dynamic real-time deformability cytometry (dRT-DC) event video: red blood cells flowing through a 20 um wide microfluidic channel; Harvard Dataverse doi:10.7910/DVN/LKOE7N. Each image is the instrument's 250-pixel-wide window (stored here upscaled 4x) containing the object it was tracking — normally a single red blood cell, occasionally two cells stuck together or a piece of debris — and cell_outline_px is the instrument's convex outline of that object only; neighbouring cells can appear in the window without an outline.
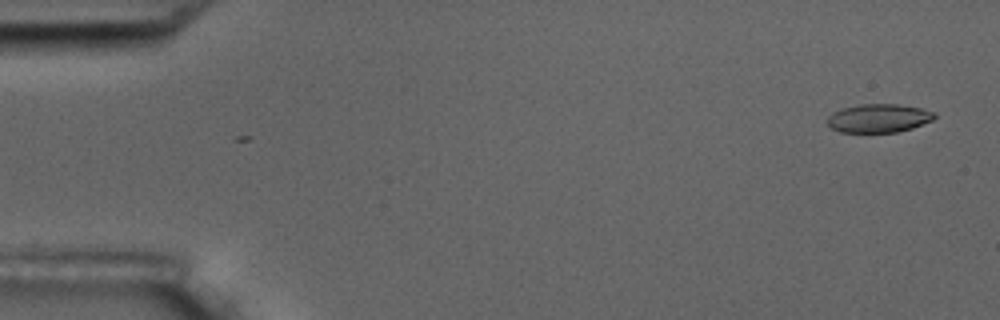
{"species": "common noctule bat (a hibernating species)", "species_latin": "Nyctalus noctula", "temperature_condition": "room temperature", "stored_images_in_passage": 7, "camera_frame_rate_fps": 3000, "um_per_image_px": 0.085, "animal": {"sex": "male", "body_mass_g": 17.5, "forearm_length_mm": 52.3}, "frame": {"image": 1, "passage_image": 1, "time_ms": 0.0, "image_size_px": [1000, 320], "cell_outline_px": [[936, 116], [932, 120], [912, 128], [896, 132], [840, 132], [832, 128], [828, 124], [828, 116], [832, 112], [844, 108], [860, 104], [896, 104], [920, 108], [936, 112]], "centroid_in_image_um": [74.69, 10.04], "position_along_channel_um": 10.3, "area_um2": 17.69}}